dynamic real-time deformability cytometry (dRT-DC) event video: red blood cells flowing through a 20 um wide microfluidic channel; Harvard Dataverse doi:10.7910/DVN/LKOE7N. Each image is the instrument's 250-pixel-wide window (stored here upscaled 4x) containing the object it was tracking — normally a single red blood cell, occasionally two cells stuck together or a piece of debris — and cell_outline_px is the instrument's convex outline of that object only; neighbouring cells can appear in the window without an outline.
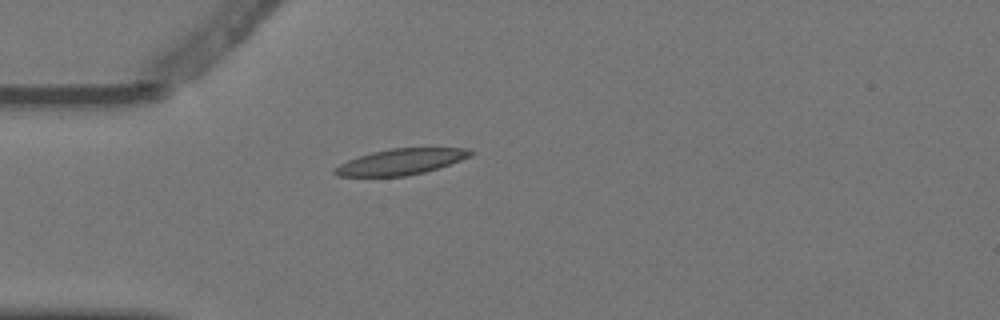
{"species": "Egyptian fruit bat (a non-hibernating species)", "species_latin": "Rousettus aegyptiacus", "temperature_condition": "warm", "stored_images_in_passage": 1, "camera_frame_rate_fps": 3000, "um_per_image_px": 0.085, "animal": {"sex": "female"}, "frame": {"image": 1, "passage_image": 1, "time_ms": 0.0, "image_size_px": [1000, 320], "cell_outline_px": [[476, 152], [472, 156], [424, 172], [404, 176], [336, 176], [332, 172], [332, 168], [348, 160], [372, 152], [392, 148], [468, 148]], "centroid_in_image_um": [34.06, 13.74], "position_along_channel_um": 50.9, "area_um2": 20.35}}